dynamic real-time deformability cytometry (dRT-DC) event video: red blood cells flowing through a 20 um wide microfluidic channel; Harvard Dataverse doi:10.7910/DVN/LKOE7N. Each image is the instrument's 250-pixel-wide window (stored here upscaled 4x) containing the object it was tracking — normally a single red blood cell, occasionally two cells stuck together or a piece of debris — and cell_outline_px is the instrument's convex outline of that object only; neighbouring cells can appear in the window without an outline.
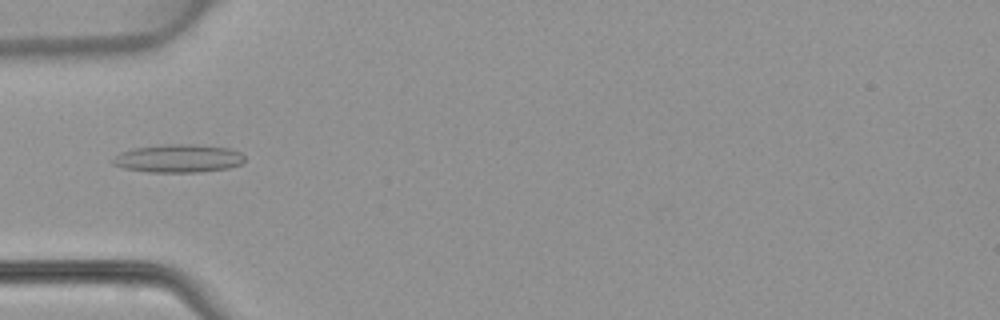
{"species": "common noctule bat (a hibernating species)", "species_latin": "Nyctalus noctula", "temperature_condition": "warm", "stored_images_in_passage": 44, "camera_frame_rate_fps": 3000, "um_per_image_px": 0.085, "animal": {"sex": "female", "body_mass_g": 22.7, "forearm_length_mm": 54.2}, "frame": {"image": 1, "passage_image": 16, "time_ms": 5.0, "image_size_px": [1000, 320], "cell_outline_px": [[244, 160], [240, 164], [228, 168], [200, 172], [148, 172], [124, 168], [112, 164], [112, 160], [120, 152], [132, 148], [168, 144], [196, 144], [232, 148], [240, 152], [244, 156]], "centroid_in_image_um": [15.17, 13.46], "position_along_channel_um": 69.8, "area_um2": 21.73}}
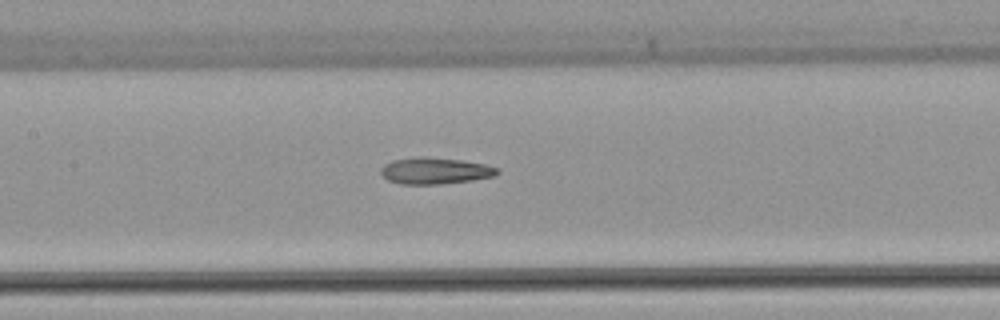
{"frame": {"image": 2, "passage_image": 23, "time_ms": 7.333, "image_size_px": [1000, 320], "cell_outline_px": [[500, 172], [496, 176], [472, 180], [440, 184], [400, 184], [388, 180], [380, 172], [380, 168], [384, 164], [392, 160], [416, 156], [428, 156], [464, 160], [484, 164], [500, 168]], "centroid_in_image_um": [36.99, 14.5], "position_along_channel_um": 170.4, "area_um2": 18.32}}
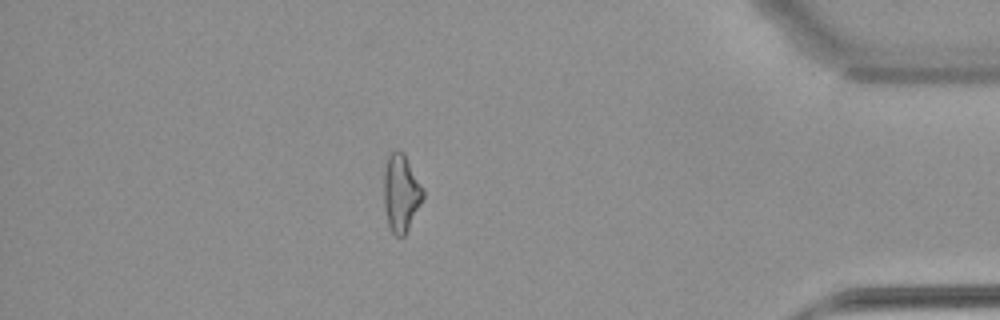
{"frame": {"image": 3, "passage_image": 42, "time_ms": 13.667, "image_size_px": [1000, 320], "cell_outline_px": [[424, 196], [404, 236], [396, 236], [392, 232], [388, 224], [384, 208], [384, 168], [388, 156], [396, 148], [400, 148], [404, 152], [424, 188]], "centroid_in_image_um": [34.08, 16.34], "position_along_channel_um": 401.1, "area_um2": 17.8}}